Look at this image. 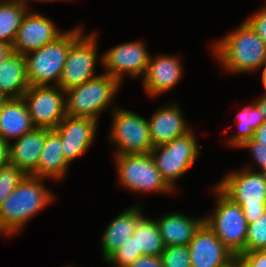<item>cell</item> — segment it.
<instances>
[{"label": "cell", "mask_w": 266, "mask_h": 267, "mask_svg": "<svg viewBox=\"0 0 266 267\" xmlns=\"http://www.w3.org/2000/svg\"><path fill=\"white\" fill-rule=\"evenodd\" d=\"M147 48L146 43L141 40L113 46L102 54L104 72L121 84H123L125 74L134 79L143 78L151 57Z\"/></svg>", "instance_id": "obj_11"}, {"label": "cell", "mask_w": 266, "mask_h": 267, "mask_svg": "<svg viewBox=\"0 0 266 267\" xmlns=\"http://www.w3.org/2000/svg\"><path fill=\"white\" fill-rule=\"evenodd\" d=\"M83 32L79 24L55 41L24 55L30 86H58L70 47Z\"/></svg>", "instance_id": "obj_3"}, {"label": "cell", "mask_w": 266, "mask_h": 267, "mask_svg": "<svg viewBox=\"0 0 266 267\" xmlns=\"http://www.w3.org/2000/svg\"><path fill=\"white\" fill-rule=\"evenodd\" d=\"M142 254L137 251L136 238L133 236L122 247L113 252L104 262L112 267H128Z\"/></svg>", "instance_id": "obj_28"}, {"label": "cell", "mask_w": 266, "mask_h": 267, "mask_svg": "<svg viewBox=\"0 0 266 267\" xmlns=\"http://www.w3.org/2000/svg\"><path fill=\"white\" fill-rule=\"evenodd\" d=\"M174 101L158 107L154 114L148 118L152 147L169 143L192 130L186 122L180 104L176 100Z\"/></svg>", "instance_id": "obj_17"}, {"label": "cell", "mask_w": 266, "mask_h": 267, "mask_svg": "<svg viewBox=\"0 0 266 267\" xmlns=\"http://www.w3.org/2000/svg\"><path fill=\"white\" fill-rule=\"evenodd\" d=\"M84 31L71 45L58 86L66 91L80 86L84 82L100 75L97 74V63L102 65V54L98 52V33ZM100 56V57H98ZM98 59V60H97ZM100 61V62H98Z\"/></svg>", "instance_id": "obj_10"}, {"label": "cell", "mask_w": 266, "mask_h": 267, "mask_svg": "<svg viewBox=\"0 0 266 267\" xmlns=\"http://www.w3.org/2000/svg\"><path fill=\"white\" fill-rule=\"evenodd\" d=\"M28 7L21 0L0 2V41L12 45Z\"/></svg>", "instance_id": "obj_26"}, {"label": "cell", "mask_w": 266, "mask_h": 267, "mask_svg": "<svg viewBox=\"0 0 266 267\" xmlns=\"http://www.w3.org/2000/svg\"><path fill=\"white\" fill-rule=\"evenodd\" d=\"M97 128L98 121L95 119L66 115L53 129L60 136L63 156L70 165L92 146Z\"/></svg>", "instance_id": "obj_13"}, {"label": "cell", "mask_w": 266, "mask_h": 267, "mask_svg": "<svg viewBox=\"0 0 266 267\" xmlns=\"http://www.w3.org/2000/svg\"><path fill=\"white\" fill-rule=\"evenodd\" d=\"M215 185L240 205L248 224L266 212V173L243 167L227 172Z\"/></svg>", "instance_id": "obj_5"}, {"label": "cell", "mask_w": 266, "mask_h": 267, "mask_svg": "<svg viewBox=\"0 0 266 267\" xmlns=\"http://www.w3.org/2000/svg\"><path fill=\"white\" fill-rule=\"evenodd\" d=\"M156 222L164 246H187L195 232L204 223V216L192 217L178 211L165 213Z\"/></svg>", "instance_id": "obj_20"}, {"label": "cell", "mask_w": 266, "mask_h": 267, "mask_svg": "<svg viewBox=\"0 0 266 267\" xmlns=\"http://www.w3.org/2000/svg\"><path fill=\"white\" fill-rule=\"evenodd\" d=\"M9 163V144L0 138V167Z\"/></svg>", "instance_id": "obj_35"}, {"label": "cell", "mask_w": 266, "mask_h": 267, "mask_svg": "<svg viewBox=\"0 0 266 267\" xmlns=\"http://www.w3.org/2000/svg\"><path fill=\"white\" fill-rule=\"evenodd\" d=\"M239 256L249 267H266V250L243 252Z\"/></svg>", "instance_id": "obj_33"}, {"label": "cell", "mask_w": 266, "mask_h": 267, "mask_svg": "<svg viewBox=\"0 0 266 267\" xmlns=\"http://www.w3.org/2000/svg\"><path fill=\"white\" fill-rule=\"evenodd\" d=\"M187 246L191 267H224L235 256L205 223Z\"/></svg>", "instance_id": "obj_16"}, {"label": "cell", "mask_w": 266, "mask_h": 267, "mask_svg": "<svg viewBox=\"0 0 266 267\" xmlns=\"http://www.w3.org/2000/svg\"><path fill=\"white\" fill-rule=\"evenodd\" d=\"M213 187L215 206L213 212L204 217V223L235 256H239L245 252L248 227L244 212L216 185Z\"/></svg>", "instance_id": "obj_6"}, {"label": "cell", "mask_w": 266, "mask_h": 267, "mask_svg": "<svg viewBox=\"0 0 266 267\" xmlns=\"http://www.w3.org/2000/svg\"><path fill=\"white\" fill-rule=\"evenodd\" d=\"M45 178L26 175L0 205V234L5 238L22 232L23 227L56 199Z\"/></svg>", "instance_id": "obj_1"}, {"label": "cell", "mask_w": 266, "mask_h": 267, "mask_svg": "<svg viewBox=\"0 0 266 267\" xmlns=\"http://www.w3.org/2000/svg\"><path fill=\"white\" fill-rule=\"evenodd\" d=\"M62 267H63V266H62ZM65 267H74V266H73V265L70 266V264H69V266L67 265V266H65ZM75 267H76V265H75Z\"/></svg>", "instance_id": "obj_44"}, {"label": "cell", "mask_w": 266, "mask_h": 267, "mask_svg": "<svg viewBox=\"0 0 266 267\" xmlns=\"http://www.w3.org/2000/svg\"><path fill=\"white\" fill-rule=\"evenodd\" d=\"M108 140L116 148L115 155L150 153L152 142L148 119L117 106L112 112Z\"/></svg>", "instance_id": "obj_9"}, {"label": "cell", "mask_w": 266, "mask_h": 267, "mask_svg": "<svg viewBox=\"0 0 266 267\" xmlns=\"http://www.w3.org/2000/svg\"><path fill=\"white\" fill-rule=\"evenodd\" d=\"M142 215V206L137 203L122 211L107 224L100 241L103 261L133 236L137 222Z\"/></svg>", "instance_id": "obj_19"}, {"label": "cell", "mask_w": 266, "mask_h": 267, "mask_svg": "<svg viewBox=\"0 0 266 267\" xmlns=\"http://www.w3.org/2000/svg\"><path fill=\"white\" fill-rule=\"evenodd\" d=\"M70 164L65 160L60 136L53 130L46 132L45 144L39 158L35 177L57 181L67 177Z\"/></svg>", "instance_id": "obj_22"}, {"label": "cell", "mask_w": 266, "mask_h": 267, "mask_svg": "<svg viewBox=\"0 0 266 267\" xmlns=\"http://www.w3.org/2000/svg\"><path fill=\"white\" fill-rule=\"evenodd\" d=\"M193 129L169 143L153 147L150 154L162 178L175 191L176 181L193 167L201 155Z\"/></svg>", "instance_id": "obj_8"}, {"label": "cell", "mask_w": 266, "mask_h": 267, "mask_svg": "<svg viewBox=\"0 0 266 267\" xmlns=\"http://www.w3.org/2000/svg\"><path fill=\"white\" fill-rule=\"evenodd\" d=\"M261 70V80H262V85L264 88V91L266 92V61L260 68Z\"/></svg>", "instance_id": "obj_40"}, {"label": "cell", "mask_w": 266, "mask_h": 267, "mask_svg": "<svg viewBox=\"0 0 266 267\" xmlns=\"http://www.w3.org/2000/svg\"><path fill=\"white\" fill-rule=\"evenodd\" d=\"M120 186L132 193L175 192L162 178L150 153L114 155Z\"/></svg>", "instance_id": "obj_7"}, {"label": "cell", "mask_w": 266, "mask_h": 267, "mask_svg": "<svg viewBox=\"0 0 266 267\" xmlns=\"http://www.w3.org/2000/svg\"><path fill=\"white\" fill-rule=\"evenodd\" d=\"M27 7H28V9L30 8V3H31V1H36V2H40V1H45V2H58V1H63V0H21ZM64 1H66V0H64ZM68 1V0H67ZM69 1H71V0H69ZM73 1V0H72Z\"/></svg>", "instance_id": "obj_41"}, {"label": "cell", "mask_w": 266, "mask_h": 267, "mask_svg": "<svg viewBox=\"0 0 266 267\" xmlns=\"http://www.w3.org/2000/svg\"><path fill=\"white\" fill-rule=\"evenodd\" d=\"M210 48L218 65L233 74L260 71L266 61V43L245 20Z\"/></svg>", "instance_id": "obj_2"}, {"label": "cell", "mask_w": 266, "mask_h": 267, "mask_svg": "<svg viewBox=\"0 0 266 267\" xmlns=\"http://www.w3.org/2000/svg\"><path fill=\"white\" fill-rule=\"evenodd\" d=\"M13 52L12 45L0 41V64Z\"/></svg>", "instance_id": "obj_37"}, {"label": "cell", "mask_w": 266, "mask_h": 267, "mask_svg": "<svg viewBox=\"0 0 266 267\" xmlns=\"http://www.w3.org/2000/svg\"><path fill=\"white\" fill-rule=\"evenodd\" d=\"M34 128L23 98L6 99L0 110V138L9 144Z\"/></svg>", "instance_id": "obj_21"}, {"label": "cell", "mask_w": 266, "mask_h": 267, "mask_svg": "<svg viewBox=\"0 0 266 267\" xmlns=\"http://www.w3.org/2000/svg\"><path fill=\"white\" fill-rule=\"evenodd\" d=\"M25 176L19 168L9 163L0 167V205Z\"/></svg>", "instance_id": "obj_29"}, {"label": "cell", "mask_w": 266, "mask_h": 267, "mask_svg": "<svg viewBox=\"0 0 266 267\" xmlns=\"http://www.w3.org/2000/svg\"><path fill=\"white\" fill-rule=\"evenodd\" d=\"M254 250H266V212L247 227L245 252Z\"/></svg>", "instance_id": "obj_27"}, {"label": "cell", "mask_w": 266, "mask_h": 267, "mask_svg": "<svg viewBox=\"0 0 266 267\" xmlns=\"http://www.w3.org/2000/svg\"><path fill=\"white\" fill-rule=\"evenodd\" d=\"M22 98L35 127L54 129L67 115L65 91L59 86H29Z\"/></svg>", "instance_id": "obj_12"}, {"label": "cell", "mask_w": 266, "mask_h": 267, "mask_svg": "<svg viewBox=\"0 0 266 267\" xmlns=\"http://www.w3.org/2000/svg\"><path fill=\"white\" fill-rule=\"evenodd\" d=\"M29 86L25 57L12 52L0 64V94L7 99L21 98Z\"/></svg>", "instance_id": "obj_23"}, {"label": "cell", "mask_w": 266, "mask_h": 267, "mask_svg": "<svg viewBox=\"0 0 266 267\" xmlns=\"http://www.w3.org/2000/svg\"><path fill=\"white\" fill-rule=\"evenodd\" d=\"M245 21L251 26L255 33L266 43V5L246 18Z\"/></svg>", "instance_id": "obj_32"}, {"label": "cell", "mask_w": 266, "mask_h": 267, "mask_svg": "<svg viewBox=\"0 0 266 267\" xmlns=\"http://www.w3.org/2000/svg\"><path fill=\"white\" fill-rule=\"evenodd\" d=\"M231 267H249V265L240 256H234L231 259Z\"/></svg>", "instance_id": "obj_39"}, {"label": "cell", "mask_w": 266, "mask_h": 267, "mask_svg": "<svg viewBox=\"0 0 266 267\" xmlns=\"http://www.w3.org/2000/svg\"><path fill=\"white\" fill-rule=\"evenodd\" d=\"M121 86L117 79L102 72L82 85L66 90V114L99 121L104 109L110 107L112 112L117 107L113 104L115 103L113 99L119 93Z\"/></svg>", "instance_id": "obj_4"}, {"label": "cell", "mask_w": 266, "mask_h": 267, "mask_svg": "<svg viewBox=\"0 0 266 267\" xmlns=\"http://www.w3.org/2000/svg\"><path fill=\"white\" fill-rule=\"evenodd\" d=\"M48 130L35 127L13 143H9V164L19 168L25 175L36 176Z\"/></svg>", "instance_id": "obj_18"}, {"label": "cell", "mask_w": 266, "mask_h": 267, "mask_svg": "<svg viewBox=\"0 0 266 267\" xmlns=\"http://www.w3.org/2000/svg\"><path fill=\"white\" fill-rule=\"evenodd\" d=\"M235 120L238 132L237 134H232V137L227 138L228 141L226 142L232 148H238L247 140L252 139L254 137V131L265 122L256 101L239 110Z\"/></svg>", "instance_id": "obj_24"}, {"label": "cell", "mask_w": 266, "mask_h": 267, "mask_svg": "<svg viewBox=\"0 0 266 267\" xmlns=\"http://www.w3.org/2000/svg\"><path fill=\"white\" fill-rule=\"evenodd\" d=\"M64 32L60 31L49 17L29 9L12 44L13 52L25 55L55 41Z\"/></svg>", "instance_id": "obj_14"}, {"label": "cell", "mask_w": 266, "mask_h": 267, "mask_svg": "<svg viewBox=\"0 0 266 267\" xmlns=\"http://www.w3.org/2000/svg\"><path fill=\"white\" fill-rule=\"evenodd\" d=\"M177 55H151L147 71L141 79L142 86L151 98L168 93L183 78V64Z\"/></svg>", "instance_id": "obj_15"}, {"label": "cell", "mask_w": 266, "mask_h": 267, "mask_svg": "<svg viewBox=\"0 0 266 267\" xmlns=\"http://www.w3.org/2000/svg\"><path fill=\"white\" fill-rule=\"evenodd\" d=\"M241 148H246L250 155H252V162L254 163H249L248 165L246 164L244 167L254 170L255 169L259 170V172L266 173V146L263 145L260 142H257L254 138L247 140L244 142L238 149ZM255 165V166H254ZM258 167V168H256Z\"/></svg>", "instance_id": "obj_31"}, {"label": "cell", "mask_w": 266, "mask_h": 267, "mask_svg": "<svg viewBox=\"0 0 266 267\" xmlns=\"http://www.w3.org/2000/svg\"><path fill=\"white\" fill-rule=\"evenodd\" d=\"M253 138L266 146V121L254 131Z\"/></svg>", "instance_id": "obj_36"}, {"label": "cell", "mask_w": 266, "mask_h": 267, "mask_svg": "<svg viewBox=\"0 0 266 267\" xmlns=\"http://www.w3.org/2000/svg\"><path fill=\"white\" fill-rule=\"evenodd\" d=\"M160 257L163 267H191L188 246H166Z\"/></svg>", "instance_id": "obj_30"}, {"label": "cell", "mask_w": 266, "mask_h": 267, "mask_svg": "<svg viewBox=\"0 0 266 267\" xmlns=\"http://www.w3.org/2000/svg\"><path fill=\"white\" fill-rule=\"evenodd\" d=\"M128 267H163L160 256L141 255Z\"/></svg>", "instance_id": "obj_34"}, {"label": "cell", "mask_w": 266, "mask_h": 267, "mask_svg": "<svg viewBox=\"0 0 266 267\" xmlns=\"http://www.w3.org/2000/svg\"><path fill=\"white\" fill-rule=\"evenodd\" d=\"M256 104L258 105V107L260 108L263 117L266 121V92L263 93V96L258 97V99L255 100Z\"/></svg>", "instance_id": "obj_38"}, {"label": "cell", "mask_w": 266, "mask_h": 267, "mask_svg": "<svg viewBox=\"0 0 266 267\" xmlns=\"http://www.w3.org/2000/svg\"><path fill=\"white\" fill-rule=\"evenodd\" d=\"M137 251L142 255L160 256L165 248L156 219L141 216L133 233Z\"/></svg>", "instance_id": "obj_25"}, {"label": "cell", "mask_w": 266, "mask_h": 267, "mask_svg": "<svg viewBox=\"0 0 266 267\" xmlns=\"http://www.w3.org/2000/svg\"><path fill=\"white\" fill-rule=\"evenodd\" d=\"M6 97H4L2 94H0V110L4 104V102L6 101Z\"/></svg>", "instance_id": "obj_42"}, {"label": "cell", "mask_w": 266, "mask_h": 267, "mask_svg": "<svg viewBox=\"0 0 266 267\" xmlns=\"http://www.w3.org/2000/svg\"><path fill=\"white\" fill-rule=\"evenodd\" d=\"M224 267H231V261H230V263L228 265H226Z\"/></svg>", "instance_id": "obj_43"}]
</instances>
